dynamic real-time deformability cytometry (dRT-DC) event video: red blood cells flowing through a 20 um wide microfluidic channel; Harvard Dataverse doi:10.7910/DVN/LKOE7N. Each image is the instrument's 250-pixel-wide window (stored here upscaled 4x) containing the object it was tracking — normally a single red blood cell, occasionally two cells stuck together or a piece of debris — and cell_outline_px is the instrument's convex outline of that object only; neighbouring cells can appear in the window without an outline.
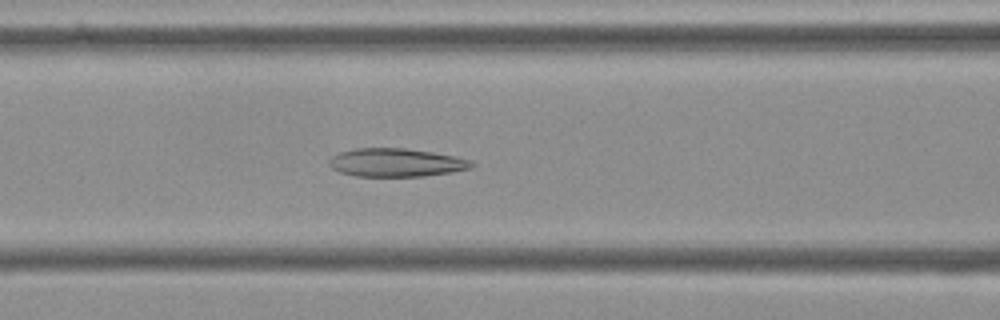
{"species": "Egyptian fruit bat (a non-hibernating species)", "species_latin": "Rousettus aegyptiacus", "temperature_condition": "cold", "stored_images_in_passage": 56, "segment_of_instrument_passage": [1, 2], "camera_frame_rate_fps": 3000, "um_per_image_px": 0.085, "frame": {"image": 1, "passage_image": 22, "time_ms": 7.0, "image_size_px": [1000, 320], "cell_outline_px": [[476, 164], [472, 168], [452, 172], [424, 176], [356, 176], [340, 172], [332, 168], [328, 164], [328, 160], [332, 156], [340, 152], [356, 148], [404, 148], [432, 152], [472, 160]], "centroid_in_image_um": [33.67, 13.82], "position_along_channel_um": 132.9, "area_um2": 23.52}}
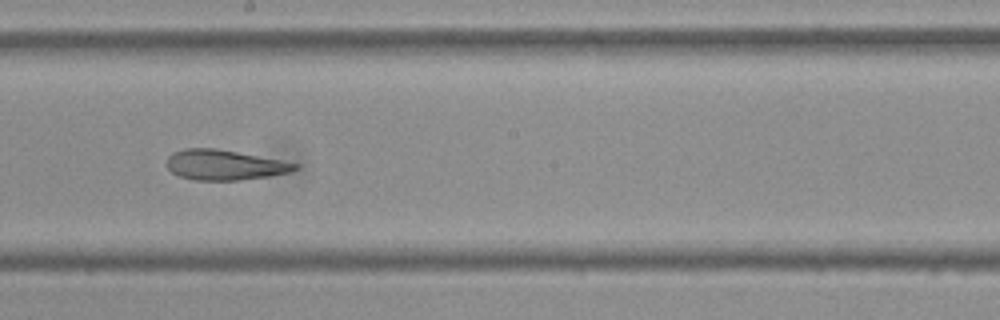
{"frame": {"image": 2, "passage_image": 30, "time_ms": 9.667, "image_size_px": [1000, 320], "cell_outline_px": [[300, 168], [288, 172], [268, 176], [240, 180], [192, 180], [180, 176], [172, 172], [168, 168], [168, 156], [172, 152], [184, 148], [216, 148], [280, 160], [300, 164]], "centroid_in_image_um": [19.07, 14.01], "position_along_channel_um": 229.1, "area_um2": 22.43}}
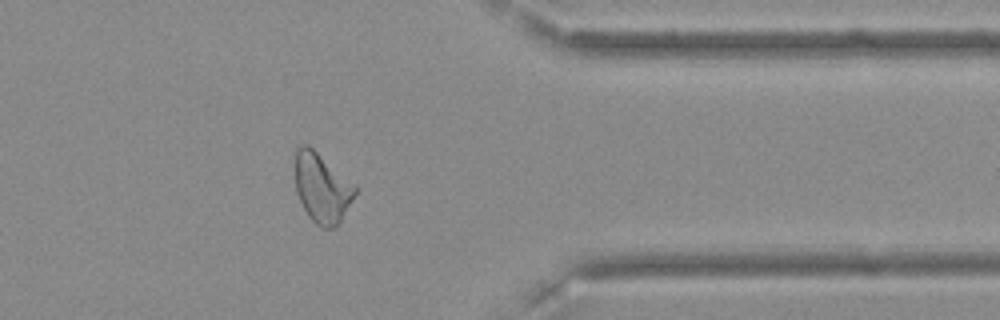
{"frame": {"image": 3, "passage_image": 44, "time_ms": 14.333, "image_size_px": [1000, 320], "cell_outline_px": [[356, 192], [340, 220], [332, 228], [320, 228], [308, 216], [296, 192], [296, 148], [304, 144], [308, 144], [356, 184]], "centroid_in_image_um": [27.36, 15.95], "position_along_channel_um": 384.0, "area_um2": 23.99}}